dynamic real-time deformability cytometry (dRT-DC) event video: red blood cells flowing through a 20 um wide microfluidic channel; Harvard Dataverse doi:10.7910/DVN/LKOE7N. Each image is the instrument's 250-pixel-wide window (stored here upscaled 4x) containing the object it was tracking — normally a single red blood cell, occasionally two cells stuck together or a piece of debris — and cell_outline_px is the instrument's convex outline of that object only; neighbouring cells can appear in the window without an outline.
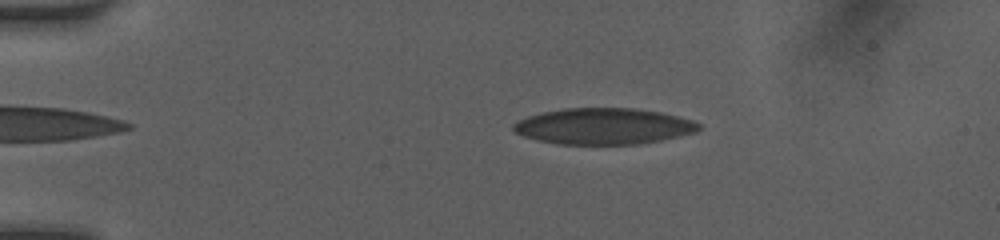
{"species": "human", "species_latin": "Homo sapiens", "temperature_condition": "room temperature", "stored_images_in_passage": 44, "camera_frame_rate_fps": 3000, "um_per_image_px": 0.085, "donor": {"sex": "female"}, "frame": {"image": 1, "passage_image": 4, "time_ms": 1.0, "image_size_px": [1000, 240], "cell_outline_px": [[700, 128], [692, 132], [660, 140], [640, 144], [560, 144], [536, 140], [524, 136], [516, 132], [512, 128], [512, 124], [528, 116], [544, 112], [564, 108], [632, 108], [660, 112], [692, 120], [700, 124]], "centroid_in_image_um": [51.26, 10.73], "position_along_channel_um": 33.7, "area_um2": 38.67}}
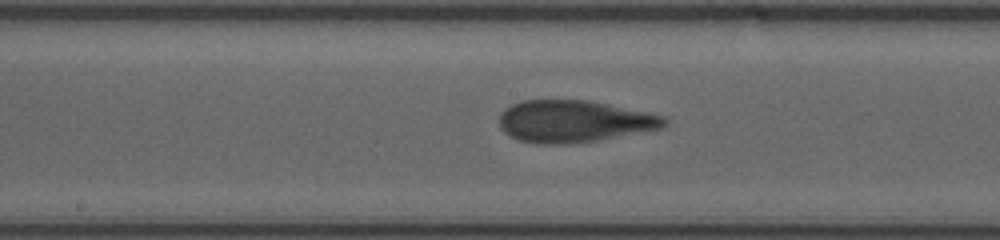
{"frame": {"image": 2, "passage_image": 21, "time_ms": 6.667, "image_size_px": [1000, 240], "cell_outline_px": [[668, 124], [660, 128], [600, 140], [568, 144], [536, 144], [520, 140], [504, 132], [500, 128], [500, 112], [504, 108], [512, 104], [524, 100], [588, 100], [648, 112], [664, 116], [668, 120]], "centroid_in_image_um": [48.78, 10.31], "position_along_channel_um": 199.4, "area_um2": 40.46}}
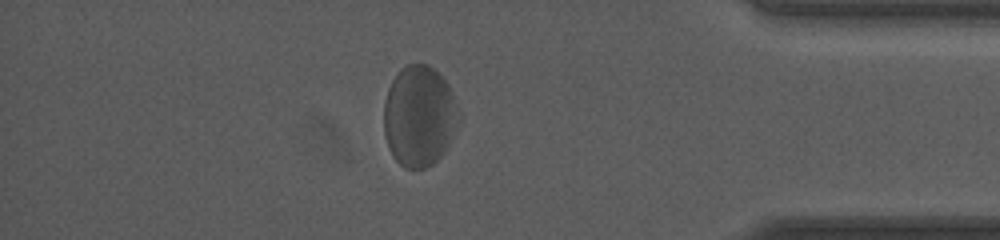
{"frame": {"image": 3, "passage_image": 38, "time_ms": 12.333, "image_size_px": [1000, 240], "cell_outline_px": [[460, 120], [444, 152], [432, 164], [424, 168], [404, 168], [396, 160], [388, 148], [384, 136], [384, 104], [388, 88], [392, 80], [400, 68], [408, 64], [428, 64], [448, 84], [460, 112]], "centroid_in_image_um": [35.62, 9.87], "position_along_channel_um": 399.6, "area_um2": 44.04}, "authors_computed_cell_mechanics": {"area_um2": 40.749, "velocity_mm_per_s": 4.0124, "shape_relaxation_time_tau1_ms": 4.4511, "shape_relaxation_time_tau2_ms": 0.7491, "deformation_change_tau1": 0.1274, "deformation_change_tau2": 0.0727}}